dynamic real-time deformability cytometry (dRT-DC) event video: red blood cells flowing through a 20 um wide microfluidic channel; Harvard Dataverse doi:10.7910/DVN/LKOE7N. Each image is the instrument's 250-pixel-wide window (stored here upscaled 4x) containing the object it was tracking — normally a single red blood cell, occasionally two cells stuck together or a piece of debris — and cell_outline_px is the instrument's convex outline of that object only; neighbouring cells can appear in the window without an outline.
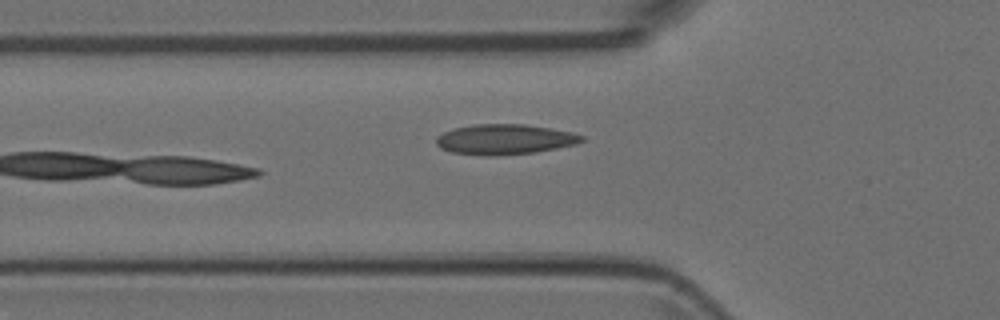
{"species": "Egyptian fruit bat (a non-hibernating species)", "species_latin": "Rousettus aegyptiacus", "temperature_condition": "room temperature", "stored_images_in_passage": 5, "camera_frame_rate_fps": 3000, "um_per_image_px": 0.085, "animal": {"sex": "female"}, "frame": {"image": 1, "passage_image": 5, "time_ms": 1.333, "image_size_px": [1000, 320], "cell_outline_px": [[584, 140], [576, 144], [556, 148], [532, 152], [496, 156], [484, 156], [452, 152], [440, 148], [436, 144], [436, 136], [444, 132], [456, 128], [472, 124], [524, 124], [572, 132], [584, 136]], "centroid_in_image_um": [42.87, 11.85], "position_along_channel_um": 82.9, "area_um2": 25.55}}